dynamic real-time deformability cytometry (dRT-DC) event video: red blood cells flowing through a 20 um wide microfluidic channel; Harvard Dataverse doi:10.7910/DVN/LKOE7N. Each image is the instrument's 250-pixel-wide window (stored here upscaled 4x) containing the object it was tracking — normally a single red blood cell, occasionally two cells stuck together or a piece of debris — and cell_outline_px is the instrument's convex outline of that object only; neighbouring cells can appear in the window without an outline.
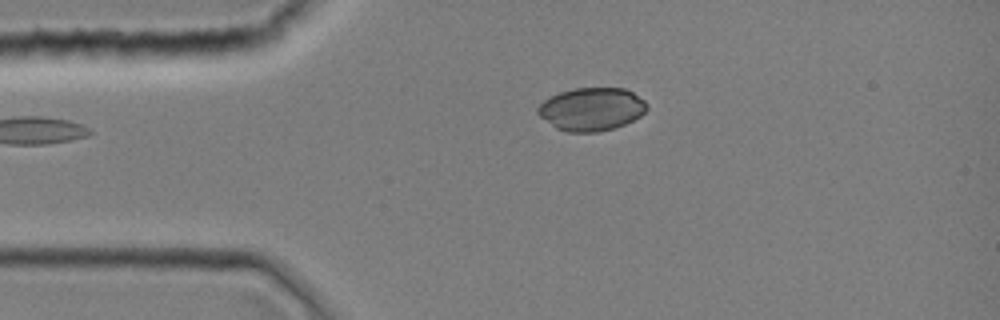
{"species": "common noctule bat (a hibernating species)", "species_latin": "Nyctalus noctula", "temperature_condition": "room temperature", "stored_images_in_passage": 33, "camera_frame_rate_fps": 3000, "um_per_image_px": 0.085, "animal": {"sex": "female", "body_mass_g": 19.0, "forearm_length_mm": 51.5}, "frame": {"image": 1, "passage_image": 2, "time_ms": 0.333, "image_size_px": [1000, 320], "cell_outline_px": [[648, 108], [640, 116], [616, 128], [596, 132], [568, 132], [556, 128], [540, 116], [536, 112], [536, 108], [544, 100], [560, 92], [576, 88], [624, 88], [632, 92], [644, 100], [648, 104]], "centroid_in_image_um": [50.28, 9.28], "position_along_channel_um": 34.7, "area_um2": 27.28}}
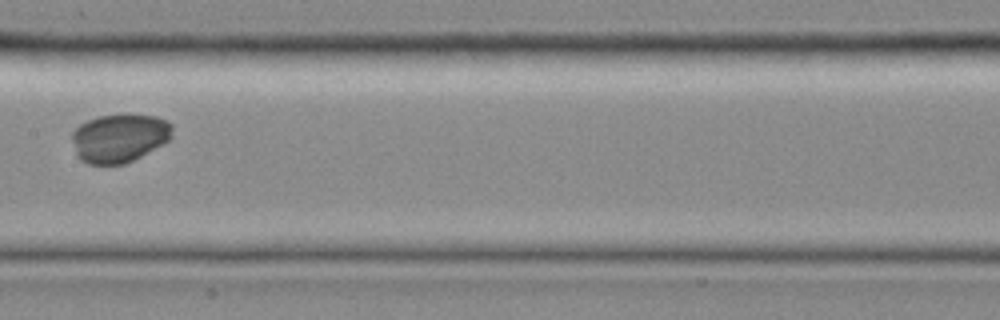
{"frame": {"image": 2, "passage_image": 14, "time_ms": 4.333, "image_size_px": [1000, 320], "cell_outline_px": [[172, 136], [168, 140], [140, 156], [124, 164], [88, 164], [80, 160], [76, 156], [72, 140], [72, 132], [80, 124], [88, 120], [100, 116], [128, 112], [156, 116], [172, 124]], "centroid_in_image_um": [10.12, 11.7], "position_along_channel_um": 197.3, "area_um2": 28.61}}
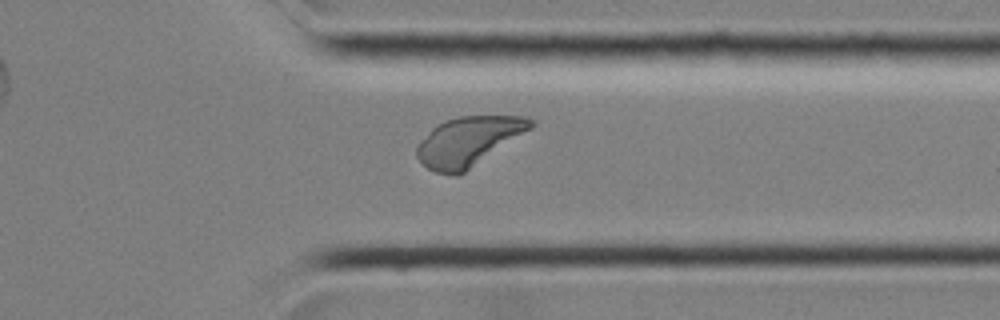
{"frame": {"image": 3, "passage_image": 25, "time_ms": 8.0, "image_size_px": [1000, 320], "cell_outline_px": [[536, 124], [532, 128], [464, 172], [456, 176], [452, 176], [436, 172], [428, 168], [416, 156], [416, 148], [420, 140], [436, 124], [444, 120], [460, 116], [524, 116], [532, 120]], "centroid_in_image_um": [39.79, 12.0], "position_along_channel_um": 371.6, "area_um2": 32.37}}